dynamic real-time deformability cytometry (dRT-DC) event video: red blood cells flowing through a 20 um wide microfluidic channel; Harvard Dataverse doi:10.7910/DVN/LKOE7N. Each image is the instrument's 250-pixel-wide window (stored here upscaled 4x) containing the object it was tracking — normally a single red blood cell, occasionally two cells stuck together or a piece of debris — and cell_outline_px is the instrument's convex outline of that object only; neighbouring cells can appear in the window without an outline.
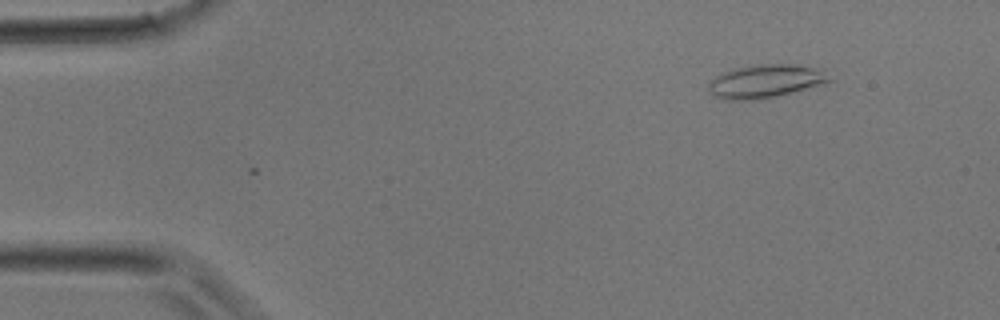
{"species": "common noctule bat (a hibernating species)", "species_latin": "Nyctalus noctula", "temperature_condition": "room temperature", "stored_images_in_passage": 2, "camera_frame_rate_fps": 3000, "um_per_image_px": 0.085, "animal": {"sex": "male", "body_mass_g": 17.9}, "frame": {"image": 1, "passage_image": 2, "time_ms": 0.333, "image_size_px": [1000, 320], "cell_outline_px": [[832, 80], [776, 96], [752, 100], [724, 100], [716, 96], [708, 88], [708, 84], [720, 72], [732, 68], [756, 64], [792, 64], [828, 68]], "centroid_in_image_um": [65.09, 6.86], "position_along_channel_um": 19.9, "area_um2": 23.58}}